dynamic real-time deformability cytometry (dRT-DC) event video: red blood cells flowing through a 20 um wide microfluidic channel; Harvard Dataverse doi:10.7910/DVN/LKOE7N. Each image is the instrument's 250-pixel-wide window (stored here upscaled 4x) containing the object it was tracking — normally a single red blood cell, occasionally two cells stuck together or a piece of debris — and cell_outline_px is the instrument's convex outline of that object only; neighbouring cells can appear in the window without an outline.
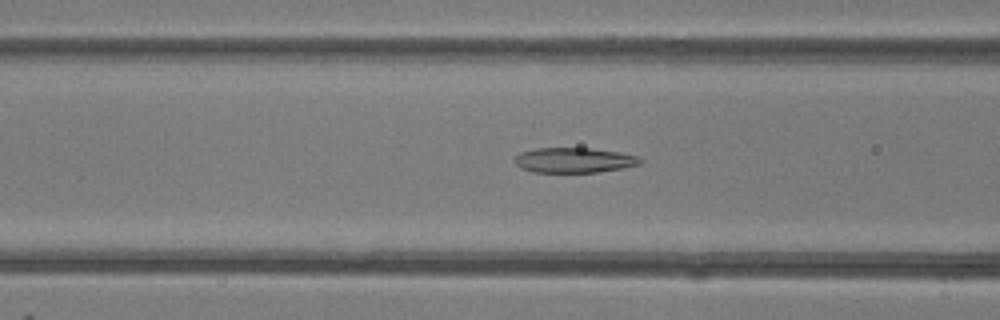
{"species": "common noctule bat (a hibernating species)", "species_latin": "Nyctalus noctula", "temperature_condition": "room temperature", "stored_images_in_passage": 49, "camera_frame_rate_fps": 3000, "um_per_image_px": 0.085, "animal": {"sex": "female"}, "frame": {"image": 1, "passage_image": 20, "time_ms": 6.333, "image_size_px": [1000, 320], "cell_outline_px": [[644, 160], [640, 164], [624, 168], [596, 172], [532, 172], [520, 168], [512, 160], [520, 152], [536, 148], [592, 148], [620, 152], [640, 156]], "centroid_in_image_um": [48.81, 13.61], "position_along_channel_um": 117.8, "area_um2": 18.61}}
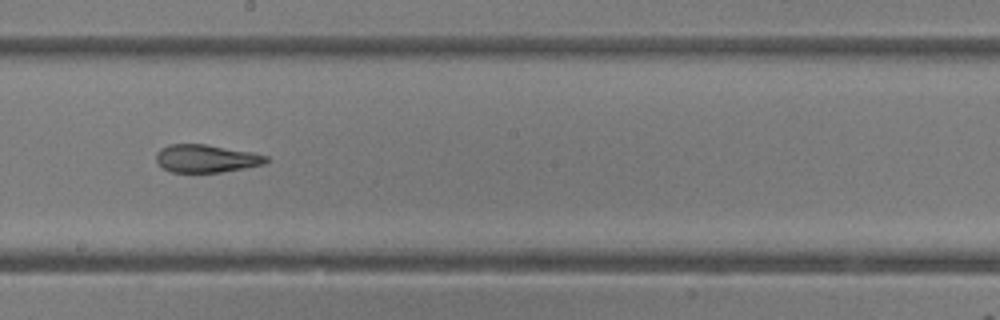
{"frame": {"image": 2, "passage_image": 28, "time_ms": 9.0, "image_size_px": [1000, 320], "cell_outline_px": [[268, 160], [264, 164], [244, 168], [220, 172], [172, 172], [164, 168], [156, 160], [156, 152], [160, 148], [168, 144], [204, 144], [252, 152], [268, 156]], "centroid_in_image_um": [17.51, 13.46], "position_along_channel_um": 230.7, "area_um2": 17.74}}
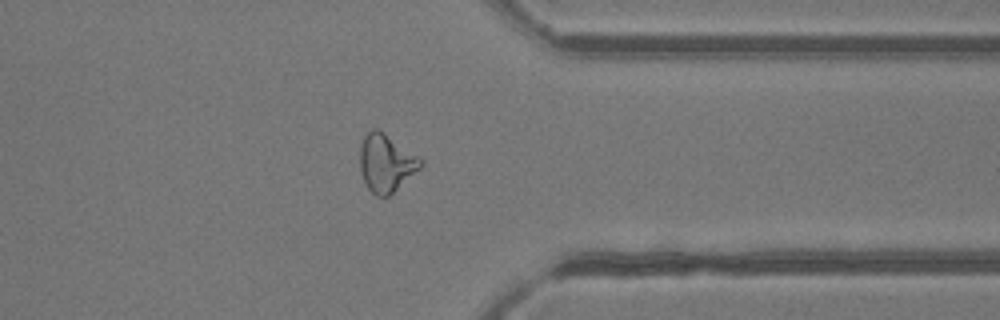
{"frame": {"image": 3, "passage_image": 39, "time_ms": 12.667, "image_size_px": [1000, 320], "cell_outline_px": [[424, 164], [420, 168], [388, 196], [376, 196], [368, 188], [360, 172], [360, 144], [364, 136], [372, 128], [376, 128], [420, 156], [424, 160]], "centroid_in_image_um": [32.82, 13.84], "position_along_channel_um": 378.6, "area_um2": 20.29}, "authors_computed_cell_mechanics": {"area_um2": 20.5768, "velocity_mm_per_s": 4.2373, "shape_relaxation_time_tau1_ms": null, "shape_relaxation_time_tau2_ms": 2.3224, "deformation_change_tau1": null, "deformation_change_tau2": 0.1145}}